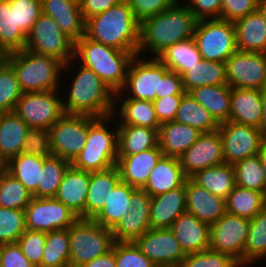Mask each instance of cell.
I'll return each instance as SVG.
<instances>
[{
    "label": "cell",
    "instance_id": "cell-1",
    "mask_svg": "<svg viewBox=\"0 0 266 267\" xmlns=\"http://www.w3.org/2000/svg\"><path fill=\"white\" fill-rule=\"evenodd\" d=\"M198 19L178 1L169 9L140 22L137 55L144 50L157 57L168 46L192 38ZM154 54V55H153Z\"/></svg>",
    "mask_w": 266,
    "mask_h": 267
},
{
    "label": "cell",
    "instance_id": "cell-2",
    "mask_svg": "<svg viewBox=\"0 0 266 267\" xmlns=\"http://www.w3.org/2000/svg\"><path fill=\"white\" fill-rule=\"evenodd\" d=\"M140 22L126 0L86 19L85 36L137 55Z\"/></svg>",
    "mask_w": 266,
    "mask_h": 267
},
{
    "label": "cell",
    "instance_id": "cell-3",
    "mask_svg": "<svg viewBox=\"0 0 266 267\" xmlns=\"http://www.w3.org/2000/svg\"><path fill=\"white\" fill-rule=\"evenodd\" d=\"M63 99L65 114L102 118L113 115L115 93L91 69L79 65ZM67 99V100H66Z\"/></svg>",
    "mask_w": 266,
    "mask_h": 267
},
{
    "label": "cell",
    "instance_id": "cell-4",
    "mask_svg": "<svg viewBox=\"0 0 266 267\" xmlns=\"http://www.w3.org/2000/svg\"><path fill=\"white\" fill-rule=\"evenodd\" d=\"M132 52L99 43L85 35L75 42L74 59L91 69L114 92H120L127 77Z\"/></svg>",
    "mask_w": 266,
    "mask_h": 267
},
{
    "label": "cell",
    "instance_id": "cell-5",
    "mask_svg": "<svg viewBox=\"0 0 266 267\" xmlns=\"http://www.w3.org/2000/svg\"><path fill=\"white\" fill-rule=\"evenodd\" d=\"M4 59L14 69L23 93L59 90L62 71L73 66L72 60L64 64L56 57L27 49L7 54Z\"/></svg>",
    "mask_w": 266,
    "mask_h": 267
},
{
    "label": "cell",
    "instance_id": "cell-6",
    "mask_svg": "<svg viewBox=\"0 0 266 267\" xmlns=\"http://www.w3.org/2000/svg\"><path fill=\"white\" fill-rule=\"evenodd\" d=\"M113 117V115L102 118L88 116L87 141L82 151L71 162L74 168L96 172L116 166L118 127L111 128L106 125L112 119L115 121Z\"/></svg>",
    "mask_w": 266,
    "mask_h": 267
},
{
    "label": "cell",
    "instance_id": "cell-7",
    "mask_svg": "<svg viewBox=\"0 0 266 267\" xmlns=\"http://www.w3.org/2000/svg\"><path fill=\"white\" fill-rule=\"evenodd\" d=\"M70 239L69 267H81L112 250L115 240L110 228L92 219H78L68 228Z\"/></svg>",
    "mask_w": 266,
    "mask_h": 267
},
{
    "label": "cell",
    "instance_id": "cell-8",
    "mask_svg": "<svg viewBox=\"0 0 266 267\" xmlns=\"http://www.w3.org/2000/svg\"><path fill=\"white\" fill-rule=\"evenodd\" d=\"M139 56L135 55L132 58L127 70L126 83L120 92L115 93V99H159L160 80L169 70L157 57L142 59ZM124 95L126 98H123Z\"/></svg>",
    "mask_w": 266,
    "mask_h": 267
},
{
    "label": "cell",
    "instance_id": "cell-9",
    "mask_svg": "<svg viewBox=\"0 0 266 267\" xmlns=\"http://www.w3.org/2000/svg\"><path fill=\"white\" fill-rule=\"evenodd\" d=\"M193 39L204 60L225 62L237 51L235 28L231 21L198 20Z\"/></svg>",
    "mask_w": 266,
    "mask_h": 267
},
{
    "label": "cell",
    "instance_id": "cell-10",
    "mask_svg": "<svg viewBox=\"0 0 266 267\" xmlns=\"http://www.w3.org/2000/svg\"><path fill=\"white\" fill-rule=\"evenodd\" d=\"M74 47L75 42L59 28L56 21L42 13L27 35L25 49L56 57L65 64L74 59Z\"/></svg>",
    "mask_w": 266,
    "mask_h": 267
},
{
    "label": "cell",
    "instance_id": "cell-11",
    "mask_svg": "<svg viewBox=\"0 0 266 267\" xmlns=\"http://www.w3.org/2000/svg\"><path fill=\"white\" fill-rule=\"evenodd\" d=\"M59 90L26 92L17 102L14 112L30 127L49 129L64 114L63 97Z\"/></svg>",
    "mask_w": 266,
    "mask_h": 267
},
{
    "label": "cell",
    "instance_id": "cell-12",
    "mask_svg": "<svg viewBox=\"0 0 266 267\" xmlns=\"http://www.w3.org/2000/svg\"><path fill=\"white\" fill-rule=\"evenodd\" d=\"M48 132L52 154L72 162L87 141L88 115L64 114Z\"/></svg>",
    "mask_w": 266,
    "mask_h": 267
},
{
    "label": "cell",
    "instance_id": "cell-13",
    "mask_svg": "<svg viewBox=\"0 0 266 267\" xmlns=\"http://www.w3.org/2000/svg\"><path fill=\"white\" fill-rule=\"evenodd\" d=\"M250 220L225 213L210 226V249L227 254L244 267Z\"/></svg>",
    "mask_w": 266,
    "mask_h": 267
},
{
    "label": "cell",
    "instance_id": "cell-14",
    "mask_svg": "<svg viewBox=\"0 0 266 267\" xmlns=\"http://www.w3.org/2000/svg\"><path fill=\"white\" fill-rule=\"evenodd\" d=\"M222 138L224 163H235L258 155L261 142L266 136L261 129L249 125H242L232 121L219 124Z\"/></svg>",
    "mask_w": 266,
    "mask_h": 267
},
{
    "label": "cell",
    "instance_id": "cell-15",
    "mask_svg": "<svg viewBox=\"0 0 266 267\" xmlns=\"http://www.w3.org/2000/svg\"><path fill=\"white\" fill-rule=\"evenodd\" d=\"M79 217L54 197H32L25 208L26 229L51 232L68 229Z\"/></svg>",
    "mask_w": 266,
    "mask_h": 267
},
{
    "label": "cell",
    "instance_id": "cell-16",
    "mask_svg": "<svg viewBox=\"0 0 266 267\" xmlns=\"http://www.w3.org/2000/svg\"><path fill=\"white\" fill-rule=\"evenodd\" d=\"M226 65V81L231 88L266 87V53L236 51Z\"/></svg>",
    "mask_w": 266,
    "mask_h": 267
},
{
    "label": "cell",
    "instance_id": "cell-17",
    "mask_svg": "<svg viewBox=\"0 0 266 267\" xmlns=\"http://www.w3.org/2000/svg\"><path fill=\"white\" fill-rule=\"evenodd\" d=\"M135 244L157 267H179L186 257L169 228H151Z\"/></svg>",
    "mask_w": 266,
    "mask_h": 267
},
{
    "label": "cell",
    "instance_id": "cell-18",
    "mask_svg": "<svg viewBox=\"0 0 266 267\" xmlns=\"http://www.w3.org/2000/svg\"><path fill=\"white\" fill-rule=\"evenodd\" d=\"M178 159L187 178L197 171L223 164L222 138L219 130L202 133Z\"/></svg>",
    "mask_w": 266,
    "mask_h": 267
},
{
    "label": "cell",
    "instance_id": "cell-19",
    "mask_svg": "<svg viewBox=\"0 0 266 267\" xmlns=\"http://www.w3.org/2000/svg\"><path fill=\"white\" fill-rule=\"evenodd\" d=\"M130 202L127 216L111 229L115 242H135L151 229V196L145 190L136 188Z\"/></svg>",
    "mask_w": 266,
    "mask_h": 267
},
{
    "label": "cell",
    "instance_id": "cell-20",
    "mask_svg": "<svg viewBox=\"0 0 266 267\" xmlns=\"http://www.w3.org/2000/svg\"><path fill=\"white\" fill-rule=\"evenodd\" d=\"M186 208L188 213L209 226L226 213L225 199L210 193L191 178L186 179Z\"/></svg>",
    "mask_w": 266,
    "mask_h": 267
},
{
    "label": "cell",
    "instance_id": "cell-21",
    "mask_svg": "<svg viewBox=\"0 0 266 267\" xmlns=\"http://www.w3.org/2000/svg\"><path fill=\"white\" fill-rule=\"evenodd\" d=\"M163 156L159 145L134 155H118L117 168L121 181L142 189L157 162Z\"/></svg>",
    "mask_w": 266,
    "mask_h": 267
},
{
    "label": "cell",
    "instance_id": "cell-22",
    "mask_svg": "<svg viewBox=\"0 0 266 267\" xmlns=\"http://www.w3.org/2000/svg\"><path fill=\"white\" fill-rule=\"evenodd\" d=\"M42 13L53 18L74 42L85 35L86 20L79 0H41Z\"/></svg>",
    "mask_w": 266,
    "mask_h": 267
},
{
    "label": "cell",
    "instance_id": "cell-23",
    "mask_svg": "<svg viewBox=\"0 0 266 267\" xmlns=\"http://www.w3.org/2000/svg\"><path fill=\"white\" fill-rule=\"evenodd\" d=\"M169 229L185 254L210 248V226L187 211L178 216Z\"/></svg>",
    "mask_w": 266,
    "mask_h": 267
},
{
    "label": "cell",
    "instance_id": "cell-24",
    "mask_svg": "<svg viewBox=\"0 0 266 267\" xmlns=\"http://www.w3.org/2000/svg\"><path fill=\"white\" fill-rule=\"evenodd\" d=\"M90 172L69 166L54 196L79 219H85V202L87 199Z\"/></svg>",
    "mask_w": 266,
    "mask_h": 267
},
{
    "label": "cell",
    "instance_id": "cell-25",
    "mask_svg": "<svg viewBox=\"0 0 266 267\" xmlns=\"http://www.w3.org/2000/svg\"><path fill=\"white\" fill-rule=\"evenodd\" d=\"M186 211L185 180L182 186L151 197V228H170L176 218Z\"/></svg>",
    "mask_w": 266,
    "mask_h": 267
},
{
    "label": "cell",
    "instance_id": "cell-26",
    "mask_svg": "<svg viewBox=\"0 0 266 267\" xmlns=\"http://www.w3.org/2000/svg\"><path fill=\"white\" fill-rule=\"evenodd\" d=\"M233 24L237 51L266 53V20L259 9Z\"/></svg>",
    "mask_w": 266,
    "mask_h": 267
},
{
    "label": "cell",
    "instance_id": "cell-27",
    "mask_svg": "<svg viewBox=\"0 0 266 267\" xmlns=\"http://www.w3.org/2000/svg\"><path fill=\"white\" fill-rule=\"evenodd\" d=\"M230 121L257 127L262 131L260 89H231Z\"/></svg>",
    "mask_w": 266,
    "mask_h": 267
},
{
    "label": "cell",
    "instance_id": "cell-28",
    "mask_svg": "<svg viewBox=\"0 0 266 267\" xmlns=\"http://www.w3.org/2000/svg\"><path fill=\"white\" fill-rule=\"evenodd\" d=\"M201 134L199 130L174 120L159 126L158 145L163 156L178 158L197 141Z\"/></svg>",
    "mask_w": 266,
    "mask_h": 267
},
{
    "label": "cell",
    "instance_id": "cell-29",
    "mask_svg": "<svg viewBox=\"0 0 266 267\" xmlns=\"http://www.w3.org/2000/svg\"><path fill=\"white\" fill-rule=\"evenodd\" d=\"M186 179L177 157L162 156L142 189L154 197L182 186Z\"/></svg>",
    "mask_w": 266,
    "mask_h": 267
},
{
    "label": "cell",
    "instance_id": "cell-30",
    "mask_svg": "<svg viewBox=\"0 0 266 267\" xmlns=\"http://www.w3.org/2000/svg\"><path fill=\"white\" fill-rule=\"evenodd\" d=\"M29 126L14 112H4L0 118V161L6 164L19 155Z\"/></svg>",
    "mask_w": 266,
    "mask_h": 267
},
{
    "label": "cell",
    "instance_id": "cell-31",
    "mask_svg": "<svg viewBox=\"0 0 266 267\" xmlns=\"http://www.w3.org/2000/svg\"><path fill=\"white\" fill-rule=\"evenodd\" d=\"M121 181L117 166L104 171L90 172L85 219H93L103 208L110 192Z\"/></svg>",
    "mask_w": 266,
    "mask_h": 267
},
{
    "label": "cell",
    "instance_id": "cell-32",
    "mask_svg": "<svg viewBox=\"0 0 266 267\" xmlns=\"http://www.w3.org/2000/svg\"><path fill=\"white\" fill-rule=\"evenodd\" d=\"M231 89L228 84L208 85L196 87L189 93L221 124L230 120Z\"/></svg>",
    "mask_w": 266,
    "mask_h": 267
},
{
    "label": "cell",
    "instance_id": "cell-33",
    "mask_svg": "<svg viewBox=\"0 0 266 267\" xmlns=\"http://www.w3.org/2000/svg\"><path fill=\"white\" fill-rule=\"evenodd\" d=\"M136 188L120 181L110 192L101 211L92 219L103 227L112 229L120 219L125 218L131 206L132 192Z\"/></svg>",
    "mask_w": 266,
    "mask_h": 267
},
{
    "label": "cell",
    "instance_id": "cell-34",
    "mask_svg": "<svg viewBox=\"0 0 266 267\" xmlns=\"http://www.w3.org/2000/svg\"><path fill=\"white\" fill-rule=\"evenodd\" d=\"M120 101L116 104V102ZM115 109L113 111L114 118L118 113L122 119L119 125H137L148 127L151 129H159L160 123L156 117L153 101L137 100V99H115ZM119 109L117 108V106ZM116 109H118L116 111Z\"/></svg>",
    "mask_w": 266,
    "mask_h": 267
},
{
    "label": "cell",
    "instance_id": "cell-35",
    "mask_svg": "<svg viewBox=\"0 0 266 267\" xmlns=\"http://www.w3.org/2000/svg\"><path fill=\"white\" fill-rule=\"evenodd\" d=\"M118 155H134L158 146V130L137 125H118Z\"/></svg>",
    "mask_w": 266,
    "mask_h": 267
},
{
    "label": "cell",
    "instance_id": "cell-36",
    "mask_svg": "<svg viewBox=\"0 0 266 267\" xmlns=\"http://www.w3.org/2000/svg\"><path fill=\"white\" fill-rule=\"evenodd\" d=\"M190 178L210 193L224 199L229 196L236 186L234 167L225 163L197 171Z\"/></svg>",
    "mask_w": 266,
    "mask_h": 267
},
{
    "label": "cell",
    "instance_id": "cell-37",
    "mask_svg": "<svg viewBox=\"0 0 266 267\" xmlns=\"http://www.w3.org/2000/svg\"><path fill=\"white\" fill-rule=\"evenodd\" d=\"M157 58L168 70L180 76L203 59L193 37L168 46Z\"/></svg>",
    "mask_w": 266,
    "mask_h": 267
},
{
    "label": "cell",
    "instance_id": "cell-38",
    "mask_svg": "<svg viewBox=\"0 0 266 267\" xmlns=\"http://www.w3.org/2000/svg\"><path fill=\"white\" fill-rule=\"evenodd\" d=\"M27 35L16 27L15 6L9 0H0V52L7 54L26 47Z\"/></svg>",
    "mask_w": 266,
    "mask_h": 267
},
{
    "label": "cell",
    "instance_id": "cell-39",
    "mask_svg": "<svg viewBox=\"0 0 266 267\" xmlns=\"http://www.w3.org/2000/svg\"><path fill=\"white\" fill-rule=\"evenodd\" d=\"M181 77L185 92L199 86L227 84L226 65L225 62L202 59Z\"/></svg>",
    "mask_w": 266,
    "mask_h": 267
},
{
    "label": "cell",
    "instance_id": "cell-40",
    "mask_svg": "<svg viewBox=\"0 0 266 267\" xmlns=\"http://www.w3.org/2000/svg\"><path fill=\"white\" fill-rule=\"evenodd\" d=\"M43 166V156L20 153L4 164V169L18 179L33 195L37 190Z\"/></svg>",
    "mask_w": 266,
    "mask_h": 267
},
{
    "label": "cell",
    "instance_id": "cell-41",
    "mask_svg": "<svg viewBox=\"0 0 266 267\" xmlns=\"http://www.w3.org/2000/svg\"><path fill=\"white\" fill-rule=\"evenodd\" d=\"M226 212L251 220L266 207L264 193L235 186L225 199Z\"/></svg>",
    "mask_w": 266,
    "mask_h": 267
},
{
    "label": "cell",
    "instance_id": "cell-42",
    "mask_svg": "<svg viewBox=\"0 0 266 267\" xmlns=\"http://www.w3.org/2000/svg\"><path fill=\"white\" fill-rule=\"evenodd\" d=\"M175 121L189 125L202 133L218 130L219 124L189 92H185L180 100Z\"/></svg>",
    "mask_w": 266,
    "mask_h": 267
},
{
    "label": "cell",
    "instance_id": "cell-43",
    "mask_svg": "<svg viewBox=\"0 0 266 267\" xmlns=\"http://www.w3.org/2000/svg\"><path fill=\"white\" fill-rule=\"evenodd\" d=\"M71 162L59 156L44 157L43 171L36 192L32 197H54Z\"/></svg>",
    "mask_w": 266,
    "mask_h": 267
},
{
    "label": "cell",
    "instance_id": "cell-44",
    "mask_svg": "<svg viewBox=\"0 0 266 267\" xmlns=\"http://www.w3.org/2000/svg\"><path fill=\"white\" fill-rule=\"evenodd\" d=\"M70 239L68 229L46 233L41 267H69Z\"/></svg>",
    "mask_w": 266,
    "mask_h": 267
},
{
    "label": "cell",
    "instance_id": "cell-45",
    "mask_svg": "<svg viewBox=\"0 0 266 267\" xmlns=\"http://www.w3.org/2000/svg\"><path fill=\"white\" fill-rule=\"evenodd\" d=\"M266 257V207L257 213L249 224L244 249V267L253 266L256 260Z\"/></svg>",
    "mask_w": 266,
    "mask_h": 267
},
{
    "label": "cell",
    "instance_id": "cell-46",
    "mask_svg": "<svg viewBox=\"0 0 266 267\" xmlns=\"http://www.w3.org/2000/svg\"><path fill=\"white\" fill-rule=\"evenodd\" d=\"M236 185L266 195V177L258 155L245 158L233 165Z\"/></svg>",
    "mask_w": 266,
    "mask_h": 267
},
{
    "label": "cell",
    "instance_id": "cell-47",
    "mask_svg": "<svg viewBox=\"0 0 266 267\" xmlns=\"http://www.w3.org/2000/svg\"><path fill=\"white\" fill-rule=\"evenodd\" d=\"M32 194L5 169L0 172V207L25 210Z\"/></svg>",
    "mask_w": 266,
    "mask_h": 267
},
{
    "label": "cell",
    "instance_id": "cell-48",
    "mask_svg": "<svg viewBox=\"0 0 266 267\" xmlns=\"http://www.w3.org/2000/svg\"><path fill=\"white\" fill-rule=\"evenodd\" d=\"M22 94L14 69L3 58L0 61V110L14 111Z\"/></svg>",
    "mask_w": 266,
    "mask_h": 267
},
{
    "label": "cell",
    "instance_id": "cell-49",
    "mask_svg": "<svg viewBox=\"0 0 266 267\" xmlns=\"http://www.w3.org/2000/svg\"><path fill=\"white\" fill-rule=\"evenodd\" d=\"M26 230L25 210L0 207V245L16 243Z\"/></svg>",
    "mask_w": 266,
    "mask_h": 267
},
{
    "label": "cell",
    "instance_id": "cell-50",
    "mask_svg": "<svg viewBox=\"0 0 266 267\" xmlns=\"http://www.w3.org/2000/svg\"><path fill=\"white\" fill-rule=\"evenodd\" d=\"M179 267H242L231 256L206 249L197 253L186 254Z\"/></svg>",
    "mask_w": 266,
    "mask_h": 267
},
{
    "label": "cell",
    "instance_id": "cell-51",
    "mask_svg": "<svg viewBox=\"0 0 266 267\" xmlns=\"http://www.w3.org/2000/svg\"><path fill=\"white\" fill-rule=\"evenodd\" d=\"M15 6L16 27L28 35L42 14L41 0H9Z\"/></svg>",
    "mask_w": 266,
    "mask_h": 267
},
{
    "label": "cell",
    "instance_id": "cell-52",
    "mask_svg": "<svg viewBox=\"0 0 266 267\" xmlns=\"http://www.w3.org/2000/svg\"><path fill=\"white\" fill-rule=\"evenodd\" d=\"M116 267H157L135 242H115Z\"/></svg>",
    "mask_w": 266,
    "mask_h": 267
},
{
    "label": "cell",
    "instance_id": "cell-53",
    "mask_svg": "<svg viewBox=\"0 0 266 267\" xmlns=\"http://www.w3.org/2000/svg\"><path fill=\"white\" fill-rule=\"evenodd\" d=\"M46 232L26 230L17 240L24 256L36 267H41Z\"/></svg>",
    "mask_w": 266,
    "mask_h": 267
},
{
    "label": "cell",
    "instance_id": "cell-54",
    "mask_svg": "<svg viewBox=\"0 0 266 267\" xmlns=\"http://www.w3.org/2000/svg\"><path fill=\"white\" fill-rule=\"evenodd\" d=\"M21 153L43 157L53 155L50 147L48 130L42 128H29Z\"/></svg>",
    "mask_w": 266,
    "mask_h": 267
},
{
    "label": "cell",
    "instance_id": "cell-55",
    "mask_svg": "<svg viewBox=\"0 0 266 267\" xmlns=\"http://www.w3.org/2000/svg\"><path fill=\"white\" fill-rule=\"evenodd\" d=\"M132 9L135 18L141 22L171 8L180 0H126Z\"/></svg>",
    "mask_w": 266,
    "mask_h": 267
},
{
    "label": "cell",
    "instance_id": "cell-56",
    "mask_svg": "<svg viewBox=\"0 0 266 267\" xmlns=\"http://www.w3.org/2000/svg\"><path fill=\"white\" fill-rule=\"evenodd\" d=\"M259 0H222L221 19L234 22L258 9Z\"/></svg>",
    "mask_w": 266,
    "mask_h": 267
},
{
    "label": "cell",
    "instance_id": "cell-57",
    "mask_svg": "<svg viewBox=\"0 0 266 267\" xmlns=\"http://www.w3.org/2000/svg\"><path fill=\"white\" fill-rule=\"evenodd\" d=\"M0 267H36L22 253L16 243L0 245Z\"/></svg>",
    "mask_w": 266,
    "mask_h": 267
},
{
    "label": "cell",
    "instance_id": "cell-58",
    "mask_svg": "<svg viewBox=\"0 0 266 267\" xmlns=\"http://www.w3.org/2000/svg\"><path fill=\"white\" fill-rule=\"evenodd\" d=\"M187 2L185 5L198 20L221 19L222 0H187Z\"/></svg>",
    "mask_w": 266,
    "mask_h": 267
},
{
    "label": "cell",
    "instance_id": "cell-59",
    "mask_svg": "<svg viewBox=\"0 0 266 267\" xmlns=\"http://www.w3.org/2000/svg\"><path fill=\"white\" fill-rule=\"evenodd\" d=\"M182 96L183 95L167 96L153 101L155 114L160 125L175 120Z\"/></svg>",
    "mask_w": 266,
    "mask_h": 267
},
{
    "label": "cell",
    "instance_id": "cell-60",
    "mask_svg": "<svg viewBox=\"0 0 266 267\" xmlns=\"http://www.w3.org/2000/svg\"><path fill=\"white\" fill-rule=\"evenodd\" d=\"M185 90L183 88L182 77L174 71H168L160 80L159 98L183 95Z\"/></svg>",
    "mask_w": 266,
    "mask_h": 267
},
{
    "label": "cell",
    "instance_id": "cell-61",
    "mask_svg": "<svg viewBox=\"0 0 266 267\" xmlns=\"http://www.w3.org/2000/svg\"><path fill=\"white\" fill-rule=\"evenodd\" d=\"M123 0H79L81 13L84 19L105 12Z\"/></svg>",
    "mask_w": 266,
    "mask_h": 267
},
{
    "label": "cell",
    "instance_id": "cell-62",
    "mask_svg": "<svg viewBox=\"0 0 266 267\" xmlns=\"http://www.w3.org/2000/svg\"><path fill=\"white\" fill-rule=\"evenodd\" d=\"M81 267H116L115 243L112 250L83 264Z\"/></svg>",
    "mask_w": 266,
    "mask_h": 267
},
{
    "label": "cell",
    "instance_id": "cell-63",
    "mask_svg": "<svg viewBox=\"0 0 266 267\" xmlns=\"http://www.w3.org/2000/svg\"><path fill=\"white\" fill-rule=\"evenodd\" d=\"M262 132L266 135V87L261 90Z\"/></svg>",
    "mask_w": 266,
    "mask_h": 267
},
{
    "label": "cell",
    "instance_id": "cell-64",
    "mask_svg": "<svg viewBox=\"0 0 266 267\" xmlns=\"http://www.w3.org/2000/svg\"><path fill=\"white\" fill-rule=\"evenodd\" d=\"M258 156L261 160L263 172H264L265 177H266V136L263 138V140L261 142Z\"/></svg>",
    "mask_w": 266,
    "mask_h": 267
},
{
    "label": "cell",
    "instance_id": "cell-65",
    "mask_svg": "<svg viewBox=\"0 0 266 267\" xmlns=\"http://www.w3.org/2000/svg\"><path fill=\"white\" fill-rule=\"evenodd\" d=\"M258 9L261 11L264 19L266 20V0H259Z\"/></svg>",
    "mask_w": 266,
    "mask_h": 267
},
{
    "label": "cell",
    "instance_id": "cell-66",
    "mask_svg": "<svg viewBox=\"0 0 266 267\" xmlns=\"http://www.w3.org/2000/svg\"><path fill=\"white\" fill-rule=\"evenodd\" d=\"M4 169V164L0 161V172Z\"/></svg>",
    "mask_w": 266,
    "mask_h": 267
},
{
    "label": "cell",
    "instance_id": "cell-67",
    "mask_svg": "<svg viewBox=\"0 0 266 267\" xmlns=\"http://www.w3.org/2000/svg\"><path fill=\"white\" fill-rule=\"evenodd\" d=\"M4 58V55L0 52V61Z\"/></svg>",
    "mask_w": 266,
    "mask_h": 267
}]
</instances>
